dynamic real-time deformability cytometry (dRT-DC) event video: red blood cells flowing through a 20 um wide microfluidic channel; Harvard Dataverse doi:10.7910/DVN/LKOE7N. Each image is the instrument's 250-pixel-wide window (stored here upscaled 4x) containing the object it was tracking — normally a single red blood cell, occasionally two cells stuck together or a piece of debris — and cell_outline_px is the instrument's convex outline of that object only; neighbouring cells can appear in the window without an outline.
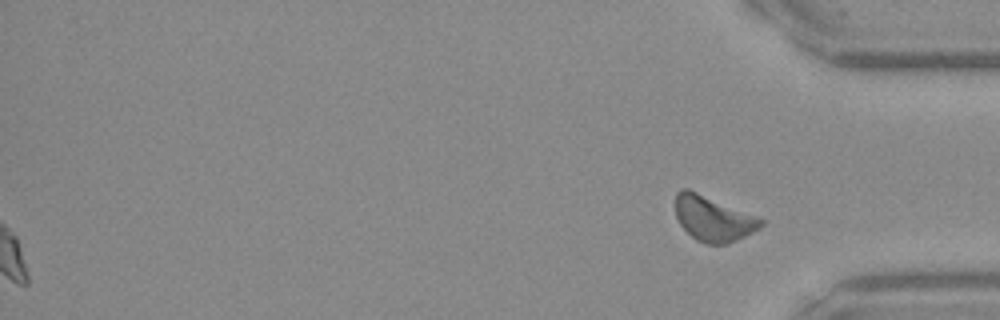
{"species": "Egyptian fruit bat (a non-hibernating species)", "species_latin": "Rousettus aegyptiacus", "temperature_condition": "warm", "stored_images_in_passage": 41, "segment_of_instrument_passage": [2, 2], "camera_frame_rate_fps": 3000, "um_per_image_px": 0.085, "frame": {"image": 1, "passage_image": 41, "time_ms": 13.333, "image_size_px": [1000, 320], "cell_outline_px": [[764, 224], [760, 228], [736, 240], [724, 244], [708, 244], [696, 240], [680, 224], [676, 216], [676, 192], [680, 188], [688, 188], [764, 220]], "centroid_in_image_um": [60.59, 18.57], "position_along_channel_um": 374.6, "area_um2": 22.08}}